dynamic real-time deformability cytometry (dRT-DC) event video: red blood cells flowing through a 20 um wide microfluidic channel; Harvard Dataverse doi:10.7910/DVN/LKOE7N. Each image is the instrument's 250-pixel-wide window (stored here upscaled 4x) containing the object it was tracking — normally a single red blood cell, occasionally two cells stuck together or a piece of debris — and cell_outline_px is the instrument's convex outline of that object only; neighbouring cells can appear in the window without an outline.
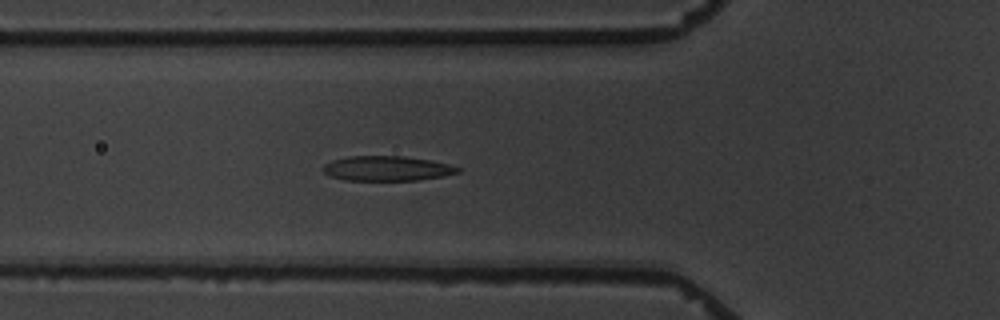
{"species": "common noctule bat (a hibernating species)", "species_latin": "Nyctalus noctula", "temperature_condition": "warm", "stored_images_in_passage": 2, "camera_frame_rate_fps": 3000, "um_per_image_px": 0.085, "animal": {"sex": "male", "body_mass_g": 19.5, "forearm_length_mm": 54.6}, "frame": {"image": 1, "passage_image": 2, "time_ms": 1.0, "image_size_px": [1000, 320], "cell_outline_px": [[460, 172], [444, 176], [416, 180], [344, 180], [328, 176], [320, 168], [324, 164], [332, 160], [348, 156], [404, 156], [432, 160], [448, 164], [460, 168]], "centroid_in_image_um": [32.85, 14.31], "position_along_channel_um": 92.9, "area_um2": 19.65}}